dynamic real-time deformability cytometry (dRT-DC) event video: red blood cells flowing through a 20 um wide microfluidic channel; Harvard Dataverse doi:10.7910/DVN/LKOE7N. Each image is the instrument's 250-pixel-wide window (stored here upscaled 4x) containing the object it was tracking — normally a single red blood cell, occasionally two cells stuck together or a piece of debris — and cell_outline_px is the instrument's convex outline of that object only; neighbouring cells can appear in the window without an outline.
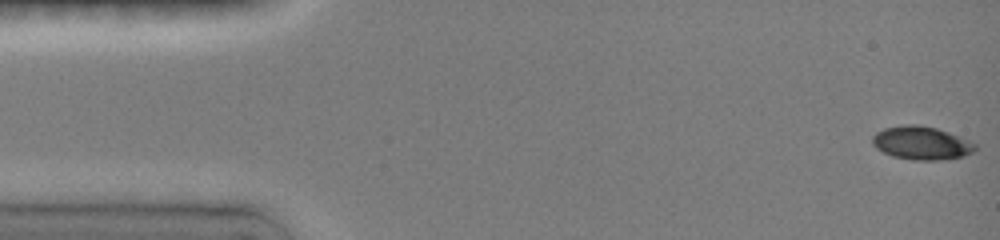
{"species": "common noctule bat (a hibernating species)", "species_latin": "Nyctalus noctula", "temperature_condition": "room temperature", "stored_images_in_passage": 14, "camera_frame_rate_fps": 3000, "um_per_image_px": 0.085, "animal": {"sex": "female", "body_mass_g": 19.0, "forearm_length_mm": 51.5}, "frame": {"image": 1, "passage_image": 1, "time_ms": 0.0, "image_size_px": [1000, 240], "cell_outline_px": [[976, 148], [972, 152], [964, 156], [940, 160], [912, 160], [892, 156], [876, 148], [872, 144], [872, 136], [876, 132], [884, 128], [904, 124], [916, 124], [936, 128], [948, 132], [968, 140], [976, 144]], "centroid_in_image_um": [78.29, 12.15], "position_along_channel_um": 6.7, "area_um2": 19.94}}